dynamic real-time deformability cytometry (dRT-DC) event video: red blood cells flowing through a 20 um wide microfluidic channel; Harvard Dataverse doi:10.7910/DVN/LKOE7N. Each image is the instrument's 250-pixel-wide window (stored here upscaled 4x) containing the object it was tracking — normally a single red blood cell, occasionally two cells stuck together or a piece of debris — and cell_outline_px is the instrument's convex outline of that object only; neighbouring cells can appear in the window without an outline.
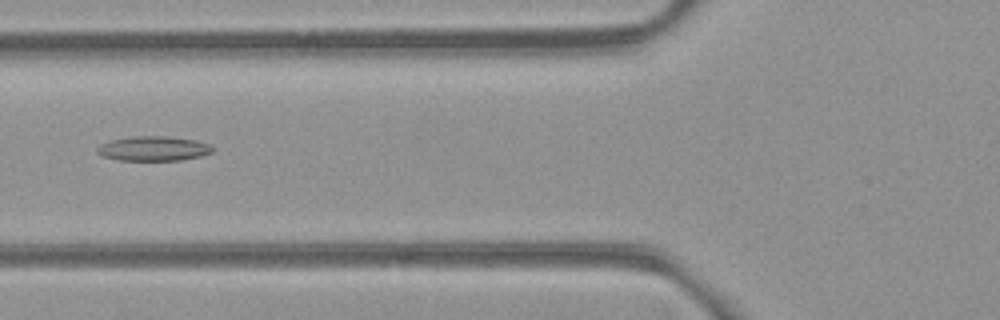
{"species": "common noctule bat (a hibernating species)", "species_latin": "Nyctalus noctula", "temperature_condition": "room temperature", "stored_images_in_passage": 4, "camera_frame_rate_fps": 3000, "um_per_image_px": 0.085, "animal": {"sex": "female", "body_mass_g": 21.9}, "frame": {"image": 1, "passage_image": 3, "time_ms": 2.333, "image_size_px": [1000, 320], "cell_outline_px": [[212, 152], [200, 156], [180, 160], [116, 160], [104, 156], [96, 152], [96, 148], [100, 144], [112, 140], [132, 136], [164, 136], [196, 140], [208, 144], [212, 148]], "centroid_in_image_um": [13.01, 12.62], "position_along_channel_um": 112.8, "area_um2": 16.42}}
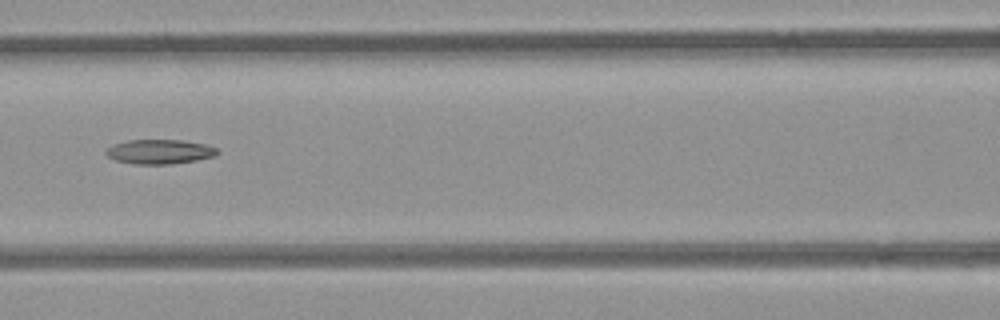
{"frame": {"image": 2, "passage_image": 4, "time_ms": 3.333, "image_size_px": [1000, 320], "cell_outline_px": [[220, 152], [216, 156], [196, 160], [168, 164], [132, 164], [116, 160], [108, 156], [104, 152], [112, 144], [128, 140], [184, 140], [208, 144], [216, 148]], "centroid_in_image_um": [13.59, 12.88], "position_along_channel_um": 153.0, "area_um2": 16.01}}